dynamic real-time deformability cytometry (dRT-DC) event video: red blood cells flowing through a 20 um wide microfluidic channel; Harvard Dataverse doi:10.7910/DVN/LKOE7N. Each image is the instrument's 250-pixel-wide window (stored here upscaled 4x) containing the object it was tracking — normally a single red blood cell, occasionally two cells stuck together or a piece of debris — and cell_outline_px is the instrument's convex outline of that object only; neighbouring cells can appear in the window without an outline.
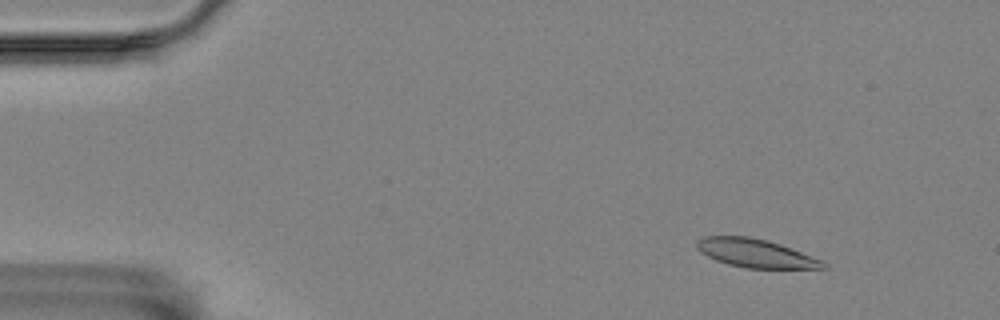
{"species": "Egyptian fruit bat (a non-hibernating species)", "species_latin": "Rousettus aegyptiacus", "temperature_condition": "room temperature", "stored_images_in_passage": 56, "camera_frame_rate_fps": 3000, "um_per_image_px": 0.085, "animal": {"sex": "female"}, "frame": {"image": 1, "passage_image": 6, "time_ms": 1.667, "image_size_px": [1000, 320], "cell_outline_px": [[828, 268], [744, 268], [728, 264], [716, 260], [700, 252], [696, 248], [696, 240], [704, 236], [748, 236], [768, 240], [780, 244], [824, 260], [828, 264]], "centroid_in_image_um": [64.24, 21.52], "position_along_channel_um": 20.8, "area_um2": 21.1}}
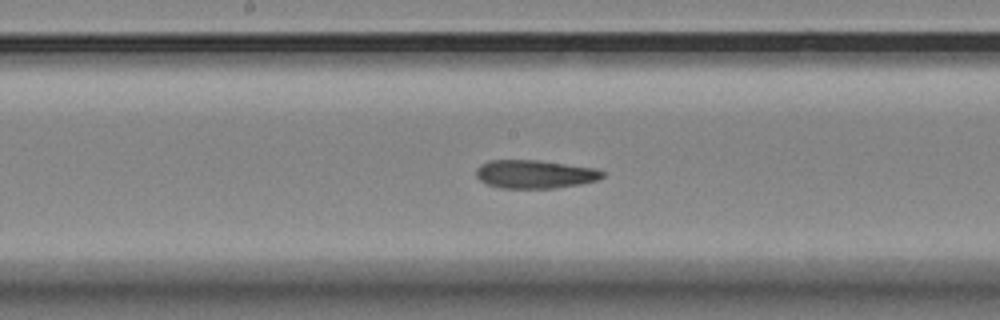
{"frame": {"image": 2, "passage_image": 29, "time_ms": 9.333, "image_size_px": [1000, 320], "cell_outline_px": [[604, 176], [600, 180], [580, 184], [556, 188], [500, 188], [488, 184], [480, 180], [476, 176], [476, 168], [480, 164], [488, 160], [540, 160], [596, 168], [604, 172]], "centroid_in_image_um": [45.48, 14.8], "position_along_channel_um": 202.7, "area_um2": 21.1}}
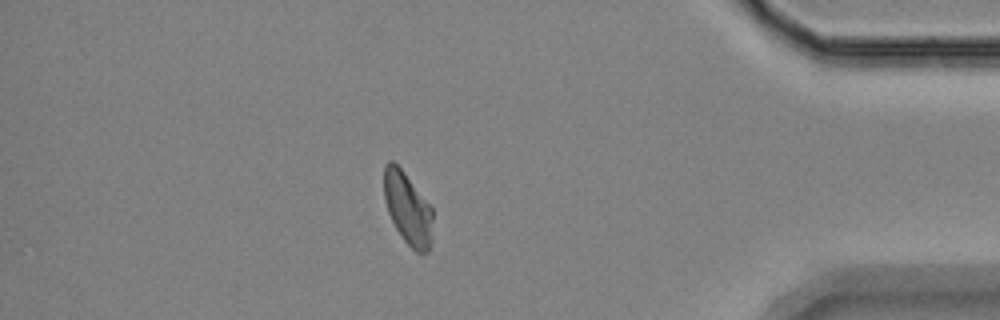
{"frame": {"image": 3, "passage_image": 49, "time_ms": 16.0, "image_size_px": [1000, 320], "cell_outline_px": [[432, 244], [428, 252], [416, 252], [404, 240], [396, 228], [388, 212], [384, 200], [384, 164], [388, 160], [392, 160], [404, 172], [432, 208]], "centroid_in_image_um": [34.65, 17.72], "position_along_channel_um": 400.5, "area_um2": 20.4}, "authors_computed_cell_mechanics": {"area_um2": 21.3571, "velocity_mm_per_s": 3.4984, "shape_relaxation_time_tau1_ms": null, "shape_relaxation_time_tau2_ms": 3.4295, "deformation_change_tau1": null, "deformation_change_tau2": 0.0973}}